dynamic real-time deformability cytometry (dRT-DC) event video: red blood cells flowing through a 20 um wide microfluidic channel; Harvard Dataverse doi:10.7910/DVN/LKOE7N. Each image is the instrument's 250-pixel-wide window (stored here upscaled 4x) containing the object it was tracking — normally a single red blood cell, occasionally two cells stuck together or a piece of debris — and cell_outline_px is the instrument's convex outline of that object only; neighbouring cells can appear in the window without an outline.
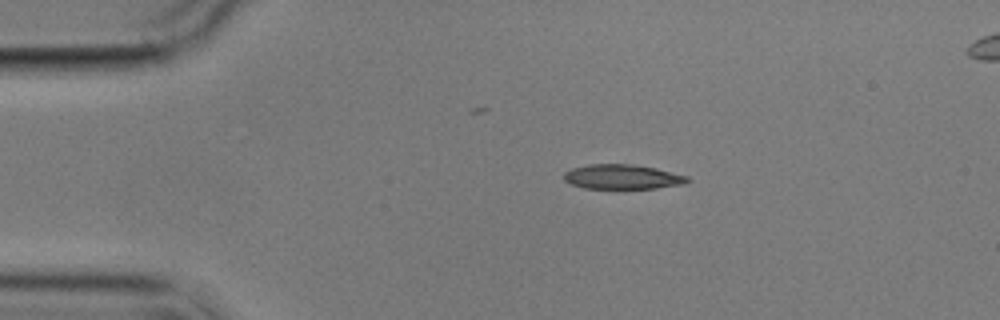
{"species": "common noctule bat (a hibernating species)", "species_latin": "Nyctalus noctula", "temperature_condition": "cold", "stored_images_in_passage": 6, "camera_frame_rate_fps": 3000, "um_per_image_px": 0.085, "animal": {"sex": "male", "body_mass_g": 17.9}, "frame": {"image": 1, "passage_image": 3, "time_ms": 2.667, "image_size_px": [1000, 320], "cell_outline_px": [[692, 180], [684, 184], [656, 188], [584, 188], [572, 184], [564, 180], [564, 172], [572, 168], [588, 164], [632, 164], [656, 168], [688, 176]], "centroid_in_image_um": [52.92, 15.02], "position_along_channel_um": 32.1, "area_um2": 17.74}}
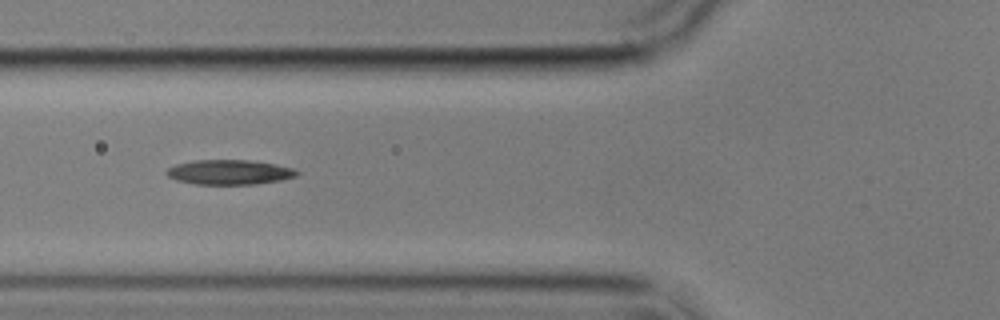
{"frame": {"image": 2, "passage_image": 6, "time_ms": 6.0, "image_size_px": [1000, 320], "cell_outline_px": [[300, 172], [296, 176], [280, 180], [256, 184], [196, 184], [176, 180], [168, 176], [164, 172], [168, 168], [176, 164], [196, 160], [248, 160], [272, 164], [292, 168]], "centroid_in_image_um": [19.46, 14.64], "position_along_channel_um": 106.3, "area_um2": 18.61}}